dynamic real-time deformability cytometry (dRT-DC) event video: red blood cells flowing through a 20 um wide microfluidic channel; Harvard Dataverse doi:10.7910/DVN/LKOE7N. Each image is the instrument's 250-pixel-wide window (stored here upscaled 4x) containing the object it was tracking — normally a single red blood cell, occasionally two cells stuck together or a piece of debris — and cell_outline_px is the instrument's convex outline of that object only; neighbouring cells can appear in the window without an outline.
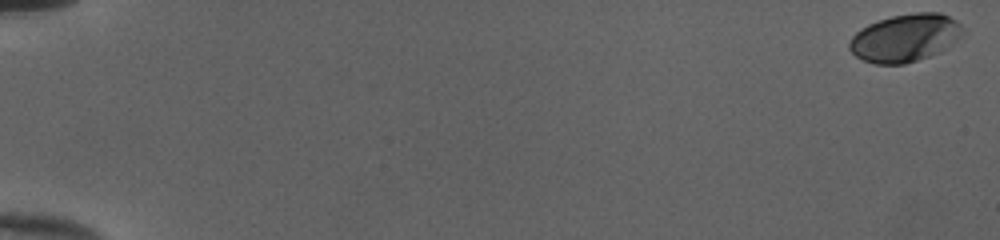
{"species": "human", "species_latin": "Homo sapiens", "temperature_condition": "cold", "stored_images_in_passage": 53, "camera_frame_rate_fps": 3000, "um_per_image_px": 0.085, "donor": {"sex": "female"}, "frame": {"image": 1, "passage_image": 1, "time_ms": 0.0, "image_size_px": [1000, 240], "cell_outline_px": [[968, 32], [948, 48], [940, 52], [904, 64], [876, 64], [864, 60], [856, 56], [848, 48], [848, 44], [852, 36], [860, 28], [868, 24], [892, 16], [916, 12], [940, 12], [956, 20]], "centroid_in_image_um": [76.98, 3.21], "position_along_channel_um": 8.0, "area_um2": 31.85}}
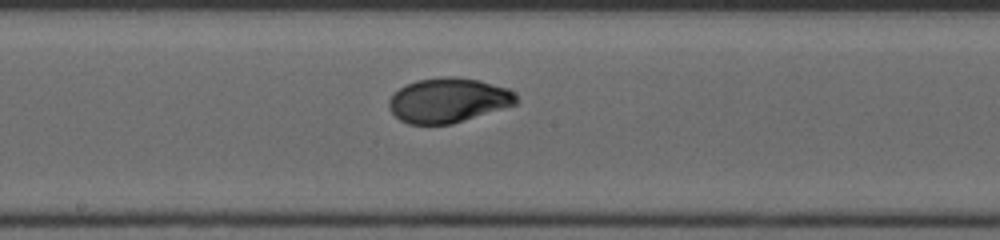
{"frame": {"image": 2, "passage_image": 31, "time_ms": 10.0, "image_size_px": [1000, 240], "cell_outline_px": [[520, 100], [516, 104], [452, 124], [408, 124], [400, 120], [388, 108], [388, 100], [400, 88], [416, 80], [440, 76], [452, 76], [480, 80], [508, 88]], "centroid_in_image_um": [38.1, 8.52], "position_along_channel_um": 210.1, "area_um2": 33.12}}
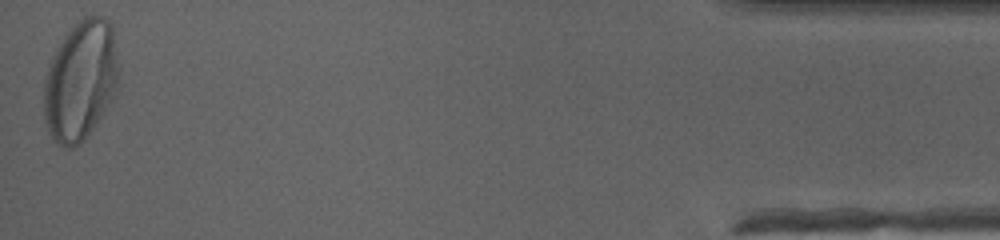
{"frame": {"image": 3, "passage_image": 53, "time_ms": 17.333, "image_size_px": [1000, 240], "cell_outline_px": [[120, 68], [116, 88], [112, 100], [84, 140], [80, 144], [72, 148], [64, 148], [56, 144], [52, 140], [44, 120], [44, 76], [52, 56], [60, 40], [80, 20], [88, 16], [100, 16], [108, 20], [112, 24]], "centroid_in_image_um": [6.84, 6.87], "position_along_channel_um": 428.4, "area_um2": 52.71}, "authors_computed_cell_mechanics": {"area_um2": 32.8304, "velocity_mm_per_s": 4.015, "shape_relaxation_time_tau1_ms": 4.647, "shape_relaxation_time_tau2_ms": null, "deformation_change_tau1": 0.2062, "deformation_change_tau2": null}}